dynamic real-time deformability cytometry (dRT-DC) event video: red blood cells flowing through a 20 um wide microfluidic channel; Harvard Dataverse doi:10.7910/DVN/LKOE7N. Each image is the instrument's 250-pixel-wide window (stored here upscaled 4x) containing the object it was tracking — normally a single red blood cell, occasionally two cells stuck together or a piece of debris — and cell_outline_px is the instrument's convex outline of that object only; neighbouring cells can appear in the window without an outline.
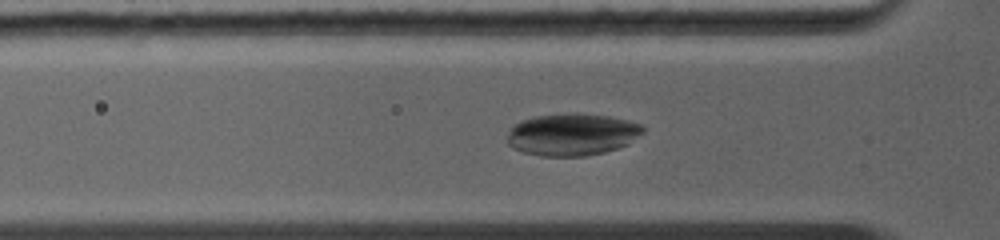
{"species": "common noctule bat (a hibernating species)", "species_latin": "Nyctalus noctula", "temperature_condition": "warm", "stored_images_in_passage": 17, "camera_frame_rate_fps": 5000, "um_per_image_px": 0.085, "animal": {"sex": "female", "body_mass_g": 19.0, "forearm_length_mm": 56.7}, "frame": {"image": 1, "passage_image": 10, "time_ms": 3.0, "image_size_px": [1000, 240], "cell_outline_px": [[644, 132], [628, 144], [604, 152], [584, 156], [540, 156], [524, 152], [512, 148], [508, 144], [508, 132], [520, 120], [532, 116], [576, 112], [608, 116], [628, 120], [644, 124]], "centroid_in_image_um": [48.64, 11.41], "position_along_channel_um": 77.2, "area_um2": 33.58}}
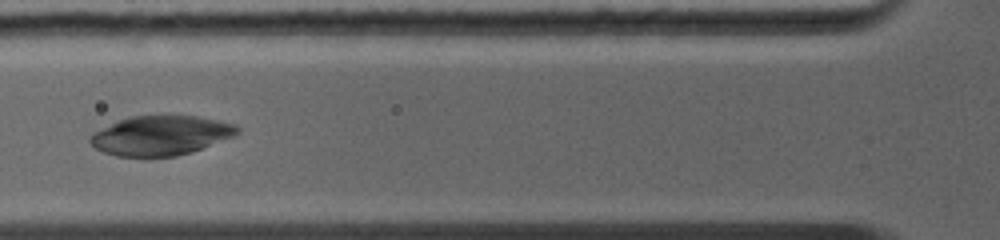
{"frame": {"image": 2, "passage_image": 12, "time_ms": 3.8, "image_size_px": [1000, 240], "cell_outline_px": [[240, 132], [236, 136], [176, 156], [116, 156], [104, 152], [96, 148], [88, 140], [88, 136], [128, 116], [196, 116], [236, 124], [240, 128]], "centroid_in_image_um": [13.69, 11.51], "position_along_channel_um": 112.1, "area_um2": 33.41}}